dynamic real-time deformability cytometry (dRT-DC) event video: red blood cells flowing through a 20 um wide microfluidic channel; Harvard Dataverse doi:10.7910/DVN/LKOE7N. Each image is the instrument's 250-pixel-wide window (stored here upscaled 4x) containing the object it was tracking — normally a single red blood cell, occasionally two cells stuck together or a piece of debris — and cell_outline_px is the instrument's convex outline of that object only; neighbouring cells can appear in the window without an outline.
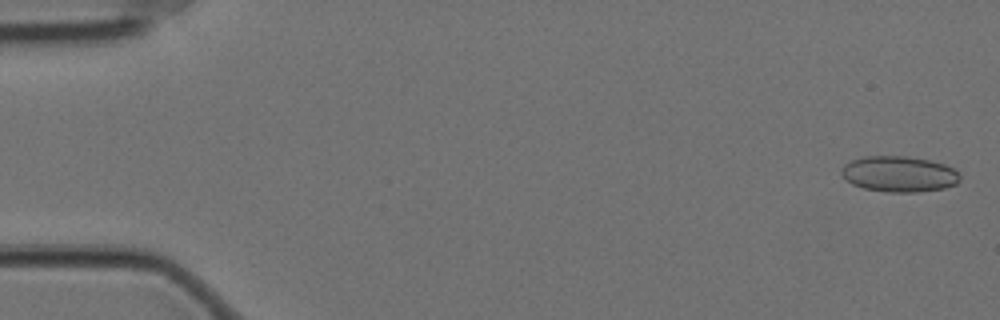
{"species": "Egyptian fruit bat (a non-hibernating species)", "species_latin": "Rousettus aegyptiacus", "temperature_condition": "cold", "stored_images_in_passage": 58, "camera_frame_rate_fps": 3000, "um_per_image_px": 0.085, "animal": {"sex": "female"}, "frame": {"image": 1, "passage_image": 2, "time_ms": 0.333, "image_size_px": [1000, 320], "cell_outline_px": [[960, 180], [956, 184], [944, 188], [920, 192], [888, 192], [864, 188], [852, 184], [840, 172], [840, 168], [844, 164], [852, 160], [864, 156], [904, 156], [928, 160], [944, 164], [952, 168], [960, 176]], "centroid_in_image_um": [76.41, 14.79], "position_along_channel_um": 8.6, "area_um2": 24.62}}
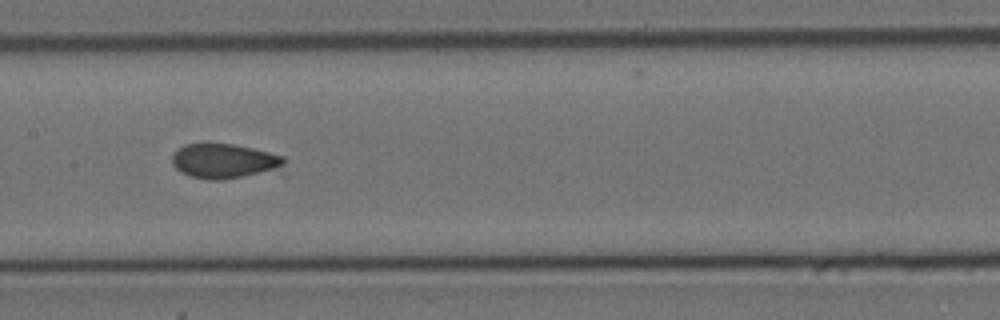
{"frame": {"image": 2, "passage_image": 29, "time_ms": 9.333, "image_size_px": [1000, 320], "cell_outline_px": [[288, 176], [224, 180], [208, 180], [188, 176], [180, 172], [172, 164], [172, 156], [184, 144], [232, 144], [252, 148], [284, 156]], "centroid_in_image_um": [19.35, 13.8], "position_along_channel_um": 188.0, "area_um2": 24.62}}
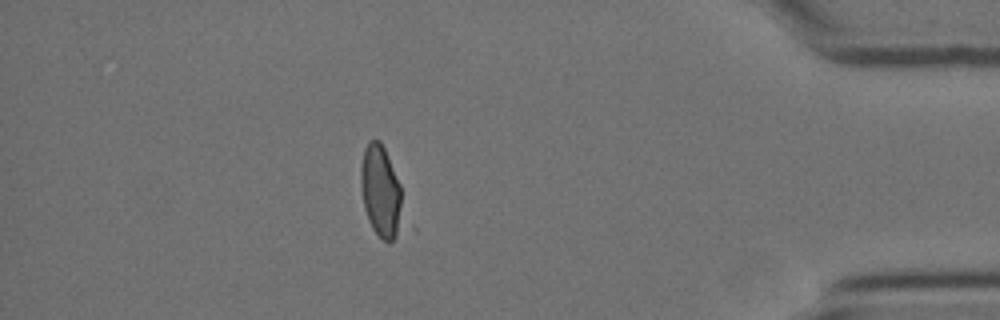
{"frame": {"image": 3, "passage_image": 51, "time_ms": 16.667, "image_size_px": [1000, 320], "cell_outline_px": [[404, 232], [388, 244], [372, 228], [368, 220], [364, 208], [360, 184], [360, 168], [364, 148], [368, 140], [380, 140], [384, 148], [400, 184], [404, 228]], "centroid_in_image_um": [32.4, 16.35], "position_along_channel_um": 402.8, "area_um2": 22.95}}